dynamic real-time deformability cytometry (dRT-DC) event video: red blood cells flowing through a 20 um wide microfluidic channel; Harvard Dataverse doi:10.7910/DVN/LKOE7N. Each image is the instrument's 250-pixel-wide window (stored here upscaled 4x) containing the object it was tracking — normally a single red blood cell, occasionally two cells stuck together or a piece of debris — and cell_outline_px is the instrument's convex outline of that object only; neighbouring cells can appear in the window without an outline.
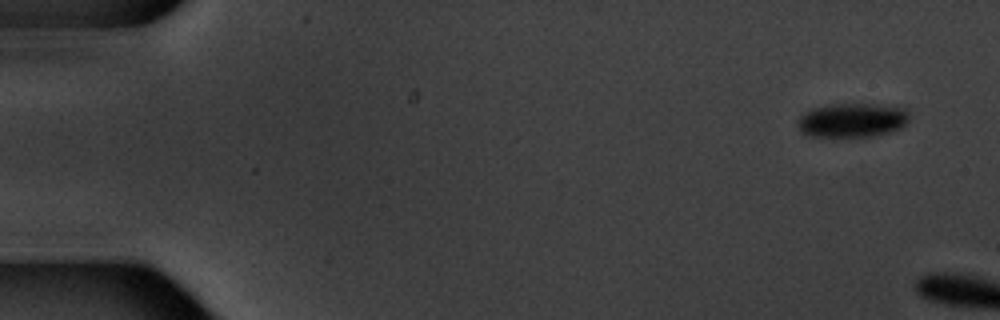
{"species": "common noctule bat (a hibernating species)", "species_latin": "Nyctalus noctula", "temperature_condition": "warm", "stored_images_in_passage": 2, "camera_frame_rate_fps": 3000, "um_per_image_px": 0.085, "animal": {"sex": "male", "body_mass_g": 20.1, "forearm_length_mm": 53.5}, "frame": {"image": 1, "passage_image": 1, "time_ms": 0.0, "image_size_px": [1000, 320], "cell_outline_px": [[908, 120], [900, 128], [892, 132], [876, 136], [808, 136], [800, 132], [796, 124], [796, 120], [804, 112], [812, 108], [828, 104], [872, 104], [904, 108], [908, 112]], "centroid_in_image_um": [72.38, 10.22], "position_along_channel_um": 12.6, "area_um2": 22.37}}